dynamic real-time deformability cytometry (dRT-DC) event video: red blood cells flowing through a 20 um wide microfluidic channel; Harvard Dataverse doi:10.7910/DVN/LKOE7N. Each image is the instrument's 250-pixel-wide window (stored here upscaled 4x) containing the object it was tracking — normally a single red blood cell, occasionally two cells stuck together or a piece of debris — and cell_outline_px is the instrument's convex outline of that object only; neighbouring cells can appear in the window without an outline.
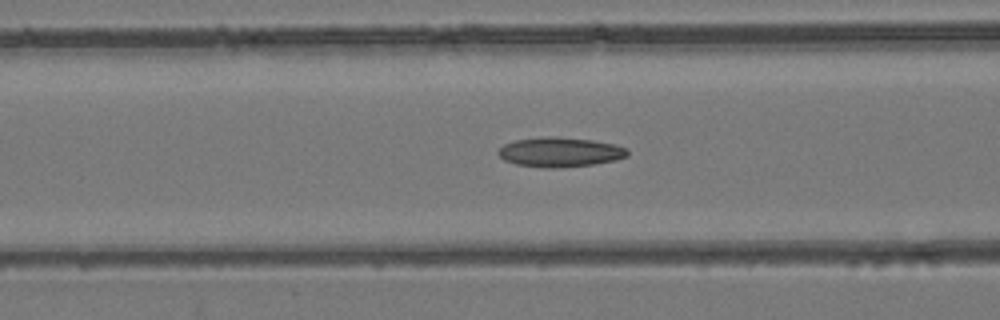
{"species": "common noctule bat (a hibernating species)", "species_latin": "Nyctalus noctula", "temperature_condition": "room temperature", "stored_images_in_passage": 37, "camera_frame_rate_fps": 3000, "um_per_image_px": 0.085, "animal": {"sex": "female", "body_mass_g": 24.6, "forearm_length_mm": 56.2}, "frame": {"image": 1, "passage_image": 9, "time_ms": 2.667, "image_size_px": [1000, 320], "cell_outline_px": [[628, 156], [616, 160], [592, 164], [560, 168], [544, 168], [516, 164], [504, 160], [496, 152], [504, 144], [516, 140], [548, 136], [592, 140], [616, 144], [628, 148]], "centroid_in_image_um": [47.61, 12.93], "position_along_channel_um": 119.0, "area_um2": 22.31}}
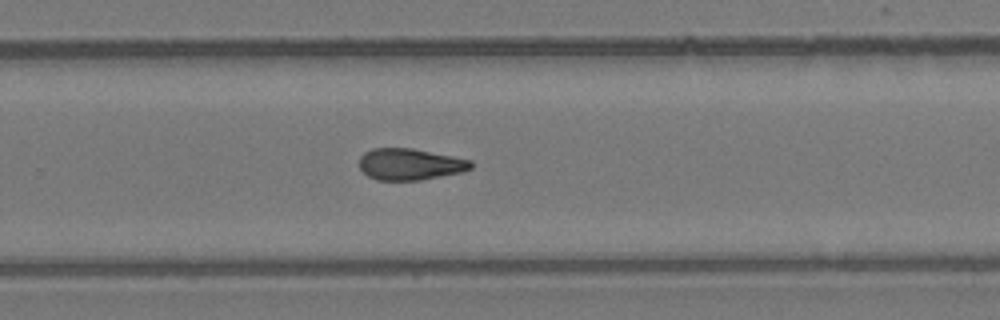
{"frame": {"image": 2, "passage_image": 21, "time_ms": 6.667, "image_size_px": [1000, 320], "cell_outline_px": [[472, 168], [460, 172], [420, 180], [376, 180], [368, 176], [360, 168], [360, 156], [364, 152], [372, 148], [412, 148], [472, 160]], "centroid_in_image_um": [34.83, 13.95], "position_along_channel_um": 295.0, "area_um2": 20.4}}
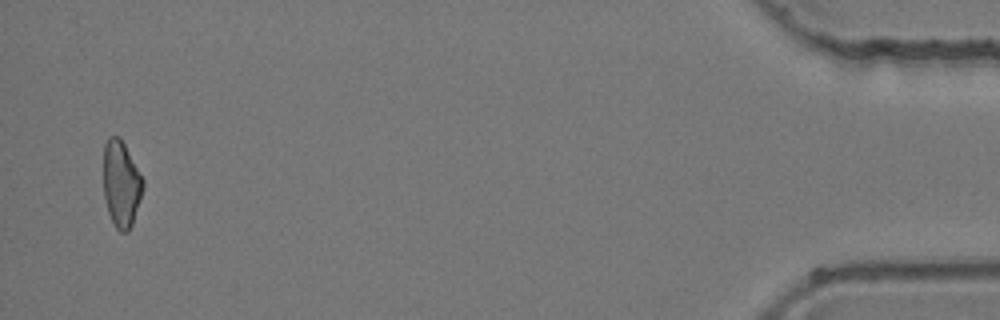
{"frame": {"image": 3, "passage_image": 36, "time_ms": 11.667, "image_size_px": [1000, 320], "cell_outline_px": [[144, 188], [132, 224], [128, 232], [120, 232], [116, 228], [108, 212], [104, 196], [104, 144], [108, 136], [120, 136], [144, 180]], "centroid_in_image_um": [10.3, 15.62], "position_along_channel_um": 424.9, "area_um2": 19.88}}